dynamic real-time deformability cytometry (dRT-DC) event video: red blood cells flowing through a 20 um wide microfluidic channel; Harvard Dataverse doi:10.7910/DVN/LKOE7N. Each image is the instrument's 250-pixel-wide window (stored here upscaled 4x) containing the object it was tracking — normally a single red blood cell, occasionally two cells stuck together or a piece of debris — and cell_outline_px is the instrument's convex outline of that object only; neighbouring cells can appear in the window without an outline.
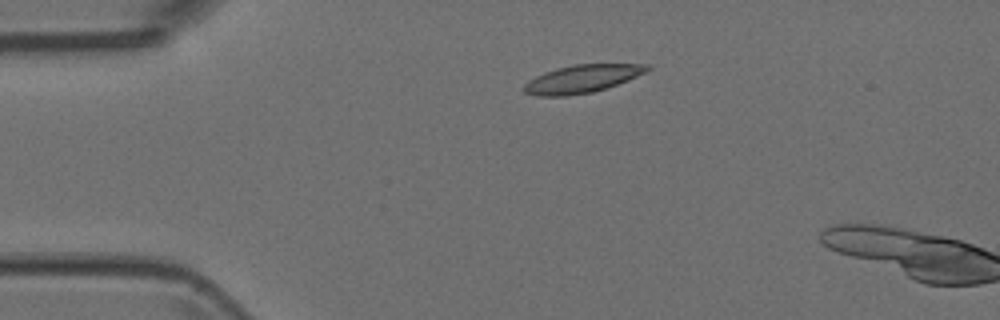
{"species": "Egyptian fruit bat (a non-hibernating species)", "species_latin": "Rousettus aegyptiacus", "temperature_condition": "room temperature", "stored_images_in_passage": 4, "camera_frame_rate_fps": 3000, "um_per_image_px": 0.085, "animal": {"sex": "female"}, "frame": {"image": 1, "passage_image": 3, "time_ms": 0.667, "image_size_px": [1000, 320], "cell_outline_px": [[652, 68], [648, 72], [628, 80], [592, 92], [568, 96], [536, 96], [524, 92], [520, 88], [528, 80], [544, 72], [556, 68], [576, 64], [648, 64]], "centroid_in_image_um": [49.45, 6.7], "position_along_channel_um": 35.6, "area_um2": 20.17}}